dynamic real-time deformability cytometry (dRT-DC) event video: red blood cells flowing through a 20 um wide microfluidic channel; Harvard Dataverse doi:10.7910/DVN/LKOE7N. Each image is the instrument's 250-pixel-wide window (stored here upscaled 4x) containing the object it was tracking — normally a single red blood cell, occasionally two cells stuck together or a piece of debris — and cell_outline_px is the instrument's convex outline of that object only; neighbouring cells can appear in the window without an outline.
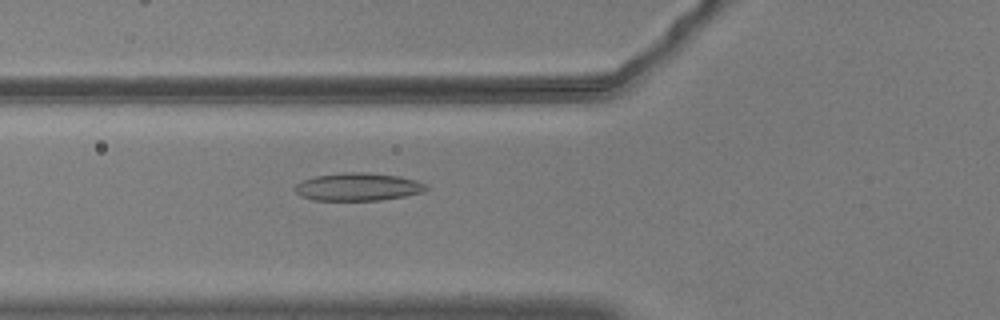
{"species": "common noctule bat (a hibernating species)", "species_latin": "Nyctalus noctula", "temperature_condition": "warm", "stored_images_in_passage": 57, "camera_frame_rate_fps": 3000, "um_per_image_px": 0.085, "animal": {"sex": "male", "body_mass_g": 20.5, "forearm_length_mm": 52.5}, "frame": {"image": 1, "passage_image": 22, "time_ms": 7.0, "image_size_px": [1000, 320], "cell_outline_px": [[428, 188], [424, 192], [404, 196], [380, 200], [312, 200], [300, 196], [292, 188], [300, 180], [316, 176], [344, 172], [364, 172], [400, 176], [416, 180], [428, 184]], "centroid_in_image_um": [30.41, 15.88], "position_along_channel_um": 95.4, "area_um2": 21.5}}
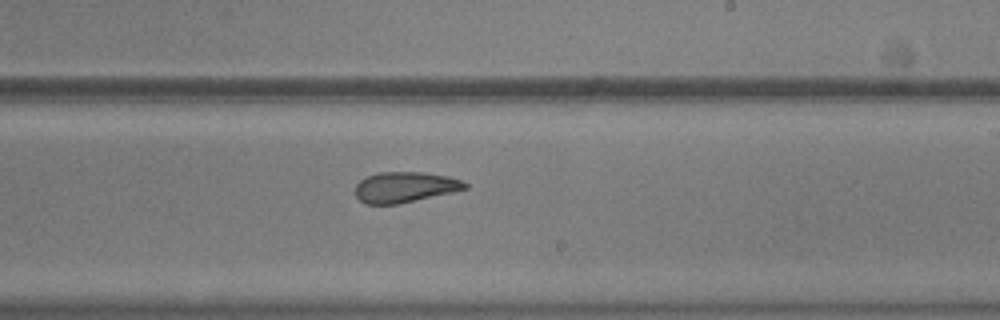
{"frame": {"image": 2, "passage_image": 35, "time_ms": 11.333, "image_size_px": [1000, 320], "cell_outline_px": [[468, 188], [452, 192], [400, 204], [364, 204], [356, 196], [356, 184], [360, 180], [368, 176], [380, 172], [424, 172], [448, 176], [460, 180], [468, 184]], "centroid_in_image_um": [34.41, 15.91], "position_along_channel_um": 254.6, "area_um2": 19.54}}
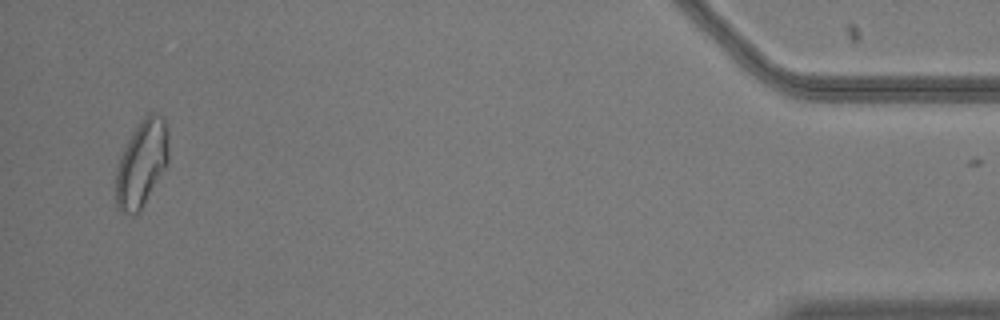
{"frame": {"image": 3, "passage_image": 55, "time_ms": 18.0, "image_size_px": [1000, 320], "cell_outline_px": [[168, 164], [140, 212], [132, 216], [120, 212], [116, 208], [116, 168], [124, 148], [132, 132], [140, 120], [148, 112], [152, 112], [164, 116], [168, 128]], "centroid_in_image_um": [12.05, 13.9], "position_along_channel_um": 423.1, "area_um2": 27.17}, "authors_computed_cell_mechanics": {"area_um2": 21.9062, "velocity_mm_per_s": 3.661, "shape_relaxation_time_tau1_ms": 4.5843, "shape_relaxation_time_tau2_ms": 3.3964, "deformation_change_tau1": 0.1262, "deformation_change_tau2": 0.1033}}